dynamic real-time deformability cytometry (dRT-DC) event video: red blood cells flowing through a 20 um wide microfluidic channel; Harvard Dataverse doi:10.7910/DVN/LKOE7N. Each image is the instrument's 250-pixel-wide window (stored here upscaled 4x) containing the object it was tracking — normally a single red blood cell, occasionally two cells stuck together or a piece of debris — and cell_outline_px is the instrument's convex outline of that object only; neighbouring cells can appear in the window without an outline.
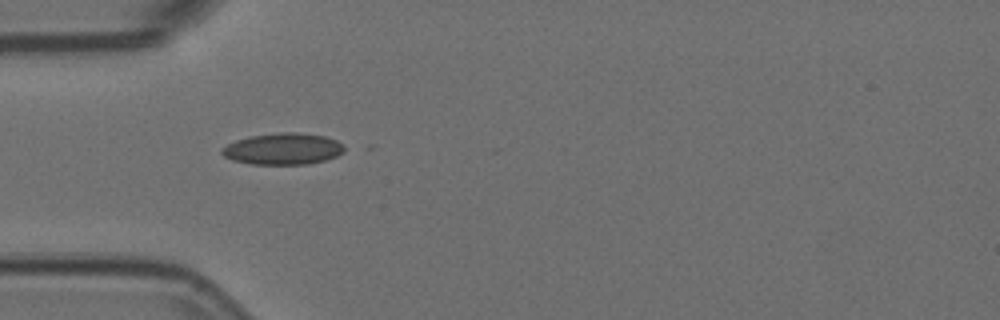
{"species": "Egyptian fruit bat (a non-hibernating species)", "species_latin": "Rousettus aegyptiacus", "temperature_condition": "room temperature", "stored_images_in_passage": 1, "camera_frame_rate_fps": 3000, "um_per_image_px": 0.085, "animal": {"sex": "female"}, "frame": {"image": 1, "passage_image": 1, "time_ms": 0.0, "image_size_px": [1000, 320], "cell_outline_px": [[344, 152], [336, 156], [324, 160], [308, 164], [252, 164], [232, 160], [224, 156], [220, 152], [220, 148], [236, 140], [252, 136], [280, 132], [296, 132], [324, 136], [336, 140], [344, 148]], "centroid_in_image_um": [24.02, 12.65], "position_along_channel_um": 61.0, "area_um2": 22.31}}